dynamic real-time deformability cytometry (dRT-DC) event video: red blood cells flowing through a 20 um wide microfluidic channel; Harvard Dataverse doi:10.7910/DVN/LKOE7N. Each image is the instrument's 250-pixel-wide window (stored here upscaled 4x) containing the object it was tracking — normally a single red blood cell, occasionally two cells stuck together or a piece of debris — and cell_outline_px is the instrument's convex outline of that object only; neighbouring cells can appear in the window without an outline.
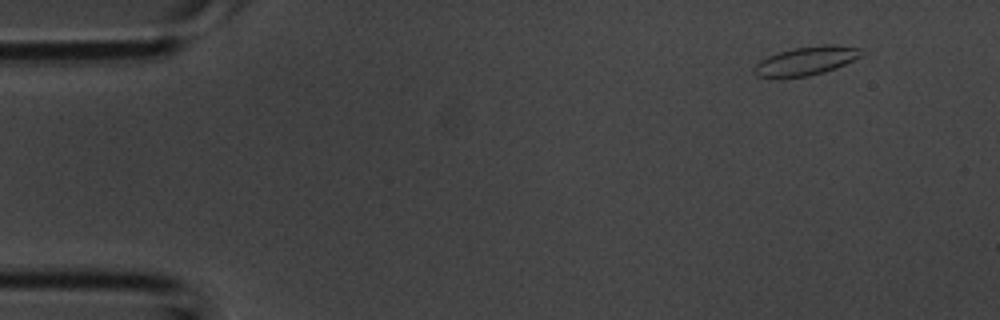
{"species": "common noctule bat (a hibernating species)", "species_latin": "Nyctalus noctula", "temperature_condition": "room temperature", "stored_images_in_passage": 3, "camera_frame_rate_fps": 3000, "um_per_image_px": 0.085, "animal": {"sex": "male", "body_mass_g": 20.1, "forearm_length_mm": 53.5}, "frame": {"image": 1, "passage_image": 1, "time_ms": 0.0, "image_size_px": [1000, 320], "cell_outline_px": [[860, 56], [836, 68], [824, 72], [808, 76], [776, 80], [756, 76], [752, 72], [752, 68], [760, 60], [768, 56], [792, 48], [824, 44], [832, 44], [860, 48]], "centroid_in_image_um": [68.4, 5.21], "position_along_channel_um": 16.6, "area_um2": 18.26}}